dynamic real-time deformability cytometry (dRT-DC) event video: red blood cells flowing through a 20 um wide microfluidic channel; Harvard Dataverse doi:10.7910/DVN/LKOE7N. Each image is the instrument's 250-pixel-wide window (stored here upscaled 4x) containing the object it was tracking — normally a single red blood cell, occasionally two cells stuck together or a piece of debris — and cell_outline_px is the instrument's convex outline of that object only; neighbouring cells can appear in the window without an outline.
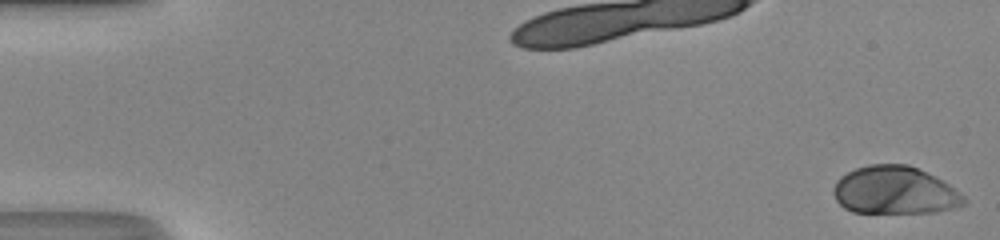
{"species": "human", "species_latin": "Homo sapiens", "temperature_condition": "room temperature", "stored_images_in_passage": 49, "camera_frame_rate_fps": 3000, "um_per_image_px": 0.085, "donor": {"sex": "male"}, "frame": {"image": 1, "passage_image": 1, "time_ms": 0.0, "image_size_px": [1000, 240], "cell_outline_px": [[968, 200], [964, 204], [952, 208], [936, 212], [852, 212], [844, 208], [836, 200], [832, 192], [832, 188], [836, 180], [840, 176], [856, 168], [868, 164], [908, 164], [948, 184], [960, 192]], "centroid_in_image_um": [76.01, 16.18], "position_along_channel_um": 9.0, "area_um2": 36.18}}
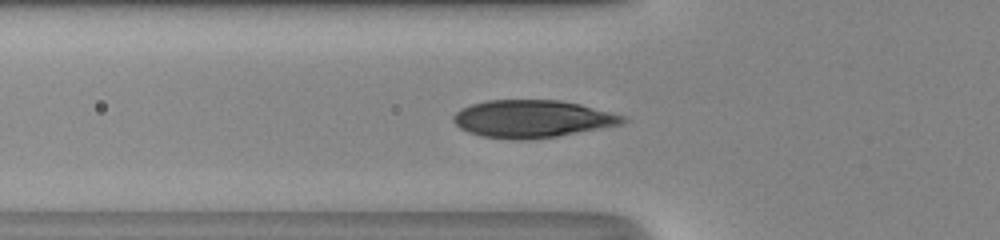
{"frame": {"image": 2, "passage_image": 18, "time_ms": 5.667, "image_size_px": [1000, 240], "cell_outline_px": [[628, 120], [624, 124], [556, 136], [524, 140], [516, 140], [480, 136], [468, 132], [460, 128], [452, 120], [452, 116], [460, 108], [472, 104], [488, 100], [560, 100], [580, 104], [628, 116]], "centroid_in_image_um": [45.26, 10.1], "position_along_channel_um": 80.5, "area_um2": 37.22}}
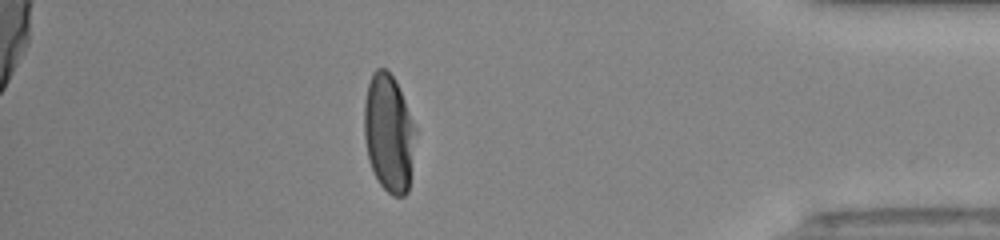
{"frame": {"image": 3, "passage_image": 43, "time_ms": 14.0, "image_size_px": [1000, 240], "cell_outline_px": [[416, 128], [408, 192], [404, 196], [392, 196], [380, 184], [368, 160], [364, 140], [364, 100], [368, 84], [372, 72], [376, 68], [384, 68], [396, 80]], "centroid_in_image_um": [33.03, 11.3], "position_along_channel_um": 402.2, "area_um2": 35.26}, "authors_computed_cell_mechanics": {"area_um2": 36.8764, "velocity_mm_per_s": 4.3072, "shape_relaxation_time_tau1_ms": 3.333, "shape_relaxation_time_tau2_ms": null, "deformation_change_tau1": 0.2189, "deformation_change_tau2": null}}